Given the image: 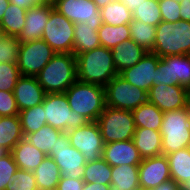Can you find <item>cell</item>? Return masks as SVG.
<instances>
[{"instance_id":"obj_52","label":"cell","mask_w":190,"mask_h":190,"mask_svg":"<svg viewBox=\"0 0 190 190\" xmlns=\"http://www.w3.org/2000/svg\"><path fill=\"white\" fill-rule=\"evenodd\" d=\"M179 190H190V179L178 184Z\"/></svg>"},{"instance_id":"obj_8","label":"cell","mask_w":190,"mask_h":190,"mask_svg":"<svg viewBox=\"0 0 190 190\" xmlns=\"http://www.w3.org/2000/svg\"><path fill=\"white\" fill-rule=\"evenodd\" d=\"M104 88L106 105L109 107L133 111L148 101L147 91L130 84L119 74Z\"/></svg>"},{"instance_id":"obj_48","label":"cell","mask_w":190,"mask_h":190,"mask_svg":"<svg viewBox=\"0 0 190 190\" xmlns=\"http://www.w3.org/2000/svg\"><path fill=\"white\" fill-rule=\"evenodd\" d=\"M152 190H179V189H178V184L174 180L170 179Z\"/></svg>"},{"instance_id":"obj_19","label":"cell","mask_w":190,"mask_h":190,"mask_svg":"<svg viewBox=\"0 0 190 190\" xmlns=\"http://www.w3.org/2000/svg\"><path fill=\"white\" fill-rule=\"evenodd\" d=\"M102 158L112 167L123 164L139 165L142 161L132 139L104 144Z\"/></svg>"},{"instance_id":"obj_55","label":"cell","mask_w":190,"mask_h":190,"mask_svg":"<svg viewBox=\"0 0 190 190\" xmlns=\"http://www.w3.org/2000/svg\"><path fill=\"white\" fill-rule=\"evenodd\" d=\"M188 108L190 110V90H189V102H188Z\"/></svg>"},{"instance_id":"obj_50","label":"cell","mask_w":190,"mask_h":190,"mask_svg":"<svg viewBox=\"0 0 190 190\" xmlns=\"http://www.w3.org/2000/svg\"><path fill=\"white\" fill-rule=\"evenodd\" d=\"M9 4H10L9 0H0V21L2 20L3 15Z\"/></svg>"},{"instance_id":"obj_21","label":"cell","mask_w":190,"mask_h":190,"mask_svg":"<svg viewBox=\"0 0 190 190\" xmlns=\"http://www.w3.org/2000/svg\"><path fill=\"white\" fill-rule=\"evenodd\" d=\"M111 52L118 74L136 65L148 53L132 39L116 45Z\"/></svg>"},{"instance_id":"obj_30","label":"cell","mask_w":190,"mask_h":190,"mask_svg":"<svg viewBox=\"0 0 190 190\" xmlns=\"http://www.w3.org/2000/svg\"><path fill=\"white\" fill-rule=\"evenodd\" d=\"M26 11L10 3L0 21L2 34L18 37L26 22Z\"/></svg>"},{"instance_id":"obj_6","label":"cell","mask_w":190,"mask_h":190,"mask_svg":"<svg viewBox=\"0 0 190 190\" xmlns=\"http://www.w3.org/2000/svg\"><path fill=\"white\" fill-rule=\"evenodd\" d=\"M48 125L62 132H68L89 121L84 115L71 110L65 93L45 94L42 102Z\"/></svg>"},{"instance_id":"obj_2","label":"cell","mask_w":190,"mask_h":190,"mask_svg":"<svg viewBox=\"0 0 190 190\" xmlns=\"http://www.w3.org/2000/svg\"><path fill=\"white\" fill-rule=\"evenodd\" d=\"M45 93H64L77 80L74 54L56 53L36 76Z\"/></svg>"},{"instance_id":"obj_43","label":"cell","mask_w":190,"mask_h":190,"mask_svg":"<svg viewBox=\"0 0 190 190\" xmlns=\"http://www.w3.org/2000/svg\"><path fill=\"white\" fill-rule=\"evenodd\" d=\"M14 93L10 91H0V116H15L19 115Z\"/></svg>"},{"instance_id":"obj_16","label":"cell","mask_w":190,"mask_h":190,"mask_svg":"<svg viewBox=\"0 0 190 190\" xmlns=\"http://www.w3.org/2000/svg\"><path fill=\"white\" fill-rule=\"evenodd\" d=\"M170 179L169 162L164 154L142 159L139 164V183L145 190H152Z\"/></svg>"},{"instance_id":"obj_40","label":"cell","mask_w":190,"mask_h":190,"mask_svg":"<svg viewBox=\"0 0 190 190\" xmlns=\"http://www.w3.org/2000/svg\"><path fill=\"white\" fill-rule=\"evenodd\" d=\"M5 190H38L34 172L18 169Z\"/></svg>"},{"instance_id":"obj_54","label":"cell","mask_w":190,"mask_h":190,"mask_svg":"<svg viewBox=\"0 0 190 190\" xmlns=\"http://www.w3.org/2000/svg\"><path fill=\"white\" fill-rule=\"evenodd\" d=\"M58 0H40L41 3L55 4Z\"/></svg>"},{"instance_id":"obj_46","label":"cell","mask_w":190,"mask_h":190,"mask_svg":"<svg viewBox=\"0 0 190 190\" xmlns=\"http://www.w3.org/2000/svg\"><path fill=\"white\" fill-rule=\"evenodd\" d=\"M10 3L15 4L20 8L29 9L31 7L41 4L40 0H9Z\"/></svg>"},{"instance_id":"obj_39","label":"cell","mask_w":190,"mask_h":190,"mask_svg":"<svg viewBox=\"0 0 190 190\" xmlns=\"http://www.w3.org/2000/svg\"><path fill=\"white\" fill-rule=\"evenodd\" d=\"M20 76L17 64L0 62V91L13 92Z\"/></svg>"},{"instance_id":"obj_29","label":"cell","mask_w":190,"mask_h":190,"mask_svg":"<svg viewBox=\"0 0 190 190\" xmlns=\"http://www.w3.org/2000/svg\"><path fill=\"white\" fill-rule=\"evenodd\" d=\"M171 179L177 184L190 179V147L166 155Z\"/></svg>"},{"instance_id":"obj_15","label":"cell","mask_w":190,"mask_h":190,"mask_svg":"<svg viewBox=\"0 0 190 190\" xmlns=\"http://www.w3.org/2000/svg\"><path fill=\"white\" fill-rule=\"evenodd\" d=\"M147 95L148 101L162 112L188 107L189 90L180 85L156 84Z\"/></svg>"},{"instance_id":"obj_41","label":"cell","mask_w":190,"mask_h":190,"mask_svg":"<svg viewBox=\"0 0 190 190\" xmlns=\"http://www.w3.org/2000/svg\"><path fill=\"white\" fill-rule=\"evenodd\" d=\"M17 170L18 166L11 152L0 158V190H5Z\"/></svg>"},{"instance_id":"obj_36","label":"cell","mask_w":190,"mask_h":190,"mask_svg":"<svg viewBox=\"0 0 190 190\" xmlns=\"http://www.w3.org/2000/svg\"><path fill=\"white\" fill-rule=\"evenodd\" d=\"M19 118L24 136L38 131L47 124L43 104L20 111Z\"/></svg>"},{"instance_id":"obj_10","label":"cell","mask_w":190,"mask_h":190,"mask_svg":"<svg viewBox=\"0 0 190 190\" xmlns=\"http://www.w3.org/2000/svg\"><path fill=\"white\" fill-rule=\"evenodd\" d=\"M48 156L58 165L61 176L82 179L87 161L79 150L70 145L67 132L60 134Z\"/></svg>"},{"instance_id":"obj_47","label":"cell","mask_w":190,"mask_h":190,"mask_svg":"<svg viewBox=\"0 0 190 190\" xmlns=\"http://www.w3.org/2000/svg\"><path fill=\"white\" fill-rule=\"evenodd\" d=\"M83 190H112L110 185L99 183H84Z\"/></svg>"},{"instance_id":"obj_51","label":"cell","mask_w":190,"mask_h":190,"mask_svg":"<svg viewBox=\"0 0 190 190\" xmlns=\"http://www.w3.org/2000/svg\"><path fill=\"white\" fill-rule=\"evenodd\" d=\"M99 9L105 7L107 4L111 3L113 0H92Z\"/></svg>"},{"instance_id":"obj_42","label":"cell","mask_w":190,"mask_h":190,"mask_svg":"<svg viewBox=\"0 0 190 190\" xmlns=\"http://www.w3.org/2000/svg\"><path fill=\"white\" fill-rule=\"evenodd\" d=\"M162 21L177 22L181 20L179 0H158Z\"/></svg>"},{"instance_id":"obj_11","label":"cell","mask_w":190,"mask_h":190,"mask_svg":"<svg viewBox=\"0 0 190 190\" xmlns=\"http://www.w3.org/2000/svg\"><path fill=\"white\" fill-rule=\"evenodd\" d=\"M55 54L43 39L20 43L17 60L20 74L36 77Z\"/></svg>"},{"instance_id":"obj_34","label":"cell","mask_w":190,"mask_h":190,"mask_svg":"<svg viewBox=\"0 0 190 190\" xmlns=\"http://www.w3.org/2000/svg\"><path fill=\"white\" fill-rule=\"evenodd\" d=\"M131 39L147 52H152L155 46L156 26L133 19L129 24Z\"/></svg>"},{"instance_id":"obj_32","label":"cell","mask_w":190,"mask_h":190,"mask_svg":"<svg viewBox=\"0 0 190 190\" xmlns=\"http://www.w3.org/2000/svg\"><path fill=\"white\" fill-rule=\"evenodd\" d=\"M100 12L102 23L113 26L128 25L133 20L132 12L120 0H113Z\"/></svg>"},{"instance_id":"obj_31","label":"cell","mask_w":190,"mask_h":190,"mask_svg":"<svg viewBox=\"0 0 190 190\" xmlns=\"http://www.w3.org/2000/svg\"><path fill=\"white\" fill-rule=\"evenodd\" d=\"M98 36L100 45L108 49H112L116 45L131 39L129 25L124 24L113 26L102 23L98 29Z\"/></svg>"},{"instance_id":"obj_12","label":"cell","mask_w":190,"mask_h":190,"mask_svg":"<svg viewBox=\"0 0 190 190\" xmlns=\"http://www.w3.org/2000/svg\"><path fill=\"white\" fill-rule=\"evenodd\" d=\"M67 133L70 145L79 150L87 162L102 158L104 142L97 122H88Z\"/></svg>"},{"instance_id":"obj_44","label":"cell","mask_w":190,"mask_h":190,"mask_svg":"<svg viewBox=\"0 0 190 190\" xmlns=\"http://www.w3.org/2000/svg\"><path fill=\"white\" fill-rule=\"evenodd\" d=\"M84 183L83 179L61 176L56 190H83Z\"/></svg>"},{"instance_id":"obj_18","label":"cell","mask_w":190,"mask_h":190,"mask_svg":"<svg viewBox=\"0 0 190 190\" xmlns=\"http://www.w3.org/2000/svg\"><path fill=\"white\" fill-rule=\"evenodd\" d=\"M51 13V4L41 3L26 11L25 25L17 37L20 43L41 39Z\"/></svg>"},{"instance_id":"obj_24","label":"cell","mask_w":190,"mask_h":190,"mask_svg":"<svg viewBox=\"0 0 190 190\" xmlns=\"http://www.w3.org/2000/svg\"><path fill=\"white\" fill-rule=\"evenodd\" d=\"M100 46L98 29H95V25L85 22L74 24L73 54L75 56Z\"/></svg>"},{"instance_id":"obj_35","label":"cell","mask_w":190,"mask_h":190,"mask_svg":"<svg viewBox=\"0 0 190 190\" xmlns=\"http://www.w3.org/2000/svg\"><path fill=\"white\" fill-rule=\"evenodd\" d=\"M112 166L103 158L93 162H87L83 174V181L87 183H99L111 185Z\"/></svg>"},{"instance_id":"obj_23","label":"cell","mask_w":190,"mask_h":190,"mask_svg":"<svg viewBox=\"0 0 190 190\" xmlns=\"http://www.w3.org/2000/svg\"><path fill=\"white\" fill-rule=\"evenodd\" d=\"M18 169L34 172L46 155L24 137L11 150Z\"/></svg>"},{"instance_id":"obj_38","label":"cell","mask_w":190,"mask_h":190,"mask_svg":"<svg viewBox=\"0 0 190 190\" xmlns=\"http://www.w3.org/2000/svg\"><path fill=\"white\" fill-rule=\"evenodd\" d=\"M20 41L16 36H0V62L17 64Z\"/></svg>"},{"instance_id":"obj_37","label":"cell","mask_w":190,"mask_h":190,"mask_svg":"<svg viewBox=\"0 0 190 190\" xmlns=\"http://www.w3.org/2000/svg\"><path fill=\"white\" fill-rule=\"evenodd\" d=\"M132 15L133 19L152 26H157L162 21L158 0L142 1Z\"/></svg>"},{"instance_id":"obj_13","label":"cell","mask_w":190,"mask_h":190,"mask_svg":"<svg viewBox=\"0 0 190 190\" xmlns=\"http://www.w3.org/2000/svg\"><path fill=\"white\" fill-rule=\"evenodd\" d=\"M180 85L190 90V55L165 56L156 68V84Z\"/></svg>"},{"instance_id":"obj_45","label":"cell","mask_w":190,"mask_h":190,"mask_svg":"<svg viewBox=\"0 0 190 190\" xmlns=\"http://www.w3.org/2000/svg\"><path fill=\"white\" fill-rule=\"evenodd\" d=\"M181 20L190 22V0H179Z\"/></svg>"},{"instance_id":"obj_4","label":"cell","mask_w":190,"mask_h":190,"mask_svg":"<svg viewBox=\"0 0 190 190\" xmlns=\"http://www.w3.org/2000/svg\"><path fill=\"white\" fill-rule=\"evenodd\" d=\"M152 53L165 56L190 55V22L175 23L161 21L156 26L155 46Z\"/></svg>"},{"instance_id":"obj_17","label":"cell","mask_w":190,"mask_h":190,"mask_svg":"<svg viewBox=\"0 0 190 190\" xmlns=\"http://www.w3.org/2000/svg\"><path fill=\"white\" fill-rule=\"evenodd\" d=\"M160 57L148 52L136 65L123 70L119 75L130 84L149 91L156 80V68Z\"/></svg>"},{"instance_id":"obj_25","label":"cell","mask_w":190,"mask_h":190,"mask_svg":"<svg viewBox=\"0 0 190 190\" xmlns=\"http://www.w3.org/2000/svg\"><path fill=\"white\" fill-rule=\"evenodd\" d=\"M112 190H135L140 187L139 165H119L112 167Z\"/></svg>"},{"instance_id":"obj_9","label":"cell","mask_w":190,"mask_h":190,"mask_svg":"<svg viewBox=\"0 0 190 190\" xmlns=\"http://www.w3.org/2000/svg\"><path fill=\"white\" fill-rule=\"evenodd\" d=\"M55 53L73 54L74 23L51 4V13L41 37Z\"/></svg>"},{"instance_id":"obj_1","label":"cell","mask_w":190,"mask_h":190,"mask_svg":"<svg viewBox=\"0 0 190 190\" xmlns=\"http://www.w3.org/2000/svg\"><path fill=\"white\" fill-rule=\"evenodd\" d=\"M77 80L105 87L118 72L111 49L100 46L76 55Z\"/></svg>"},{"instance_id":"obj_14","label":"cell","mask_w":190,"mask_h":190,"mask_svg":"<svg viewBox=\"0 0 190 190\" xmlns=\"http://www.w3.org/2000/svg\"><path fill=\"white\" fill-rule=\"evenodd\" d=\"M54 8L74 24L85 22L95 29L102 25L100 9L92 0H58Z\"/></svg>"},{"instance_id":"obj_3","label":"cell","mask_w":190,"mask_h":190,"mask_svg":"<svg viewBox=\"0 0 190 190\" xmlns=\"http://www.w3.org/2000/svg\"><path fill=\"white\" fill-rule=\"evenodd\" d=\"M71 110L96 122L106 107L105 88L76 80L65 92Z\"/></svg>"},{"instance_id":"obj_20","label":"cell","mask_w":190,"mask_h":190,"mask_svg":"<svg viewBox=\"0 0 190 190\" xmlns=\"http://www.w3.org/2000/svg\"><path fill=\"white\" fill-rule=\"evenodd\" d=\"M13 93L19 111L42 104L46 94L37 77L24 75L19 77Z\"/></svg>"},{"instance_id":"obj_5","label":"cell","mask_w":190,"mask_h":190,"mask_svg":"<svg viewBox=\"0 0 190 190\" xmlns=\"http://www.w3.org/2000/svg\"><path fill=\"white\" fill-rule=\"evenodd\" d=\"M189 121L188 107L164 112L160 129L162 154L190 147Z\"/></svg>"},{"instance_id":"obj_22","label":"cell","mask_w":190,"mask_h":190,"mask_svg":"<svg viewBox=\"0 0 190 190\" xmlns=\"http://www.w3.org/2000/svg\"><path fill=\"white\" fill-rule=\"evenodd\" d=\"M132 140L142 159L162 154V136L160 131L136 127Z\"/></svg>"},{"instance_id":"obj_26","label":"cell","mask_w":190,"mask_h":190,"mask_svg":"<svg viewBox=\"0 0 190 190\" xmlns=\"http://www.w3.org/2000/svg\"><path fill=\"white\" fill-rule=\"evenodd\" d=\"M38 190H56L61 178V172L55 161L46 156L34 170Z\"/></svg>"},{"instance_id":"obj_27","label":"cell","mask_w":190,"mask_h":190,"mask_svg":"<svg viewBox=\"0 0 190 190\" xmlns=\"http://www.w3.org/2000/svg\"><path fill=\"white\" fill-rule=\"evenodd\" d=\"M23 137L19 115L0 118V146L11 152Z\"/></svg>"},{"instance_id":"obj_49","label":"cell","mask_w":190,"mask_h":190,"mask_svg":"<svg viewBox=\"0 0 190 190\" xmlns=\"http://www.w3.org/2000/svg\"><path fill=\"white\" fill-rule=\"evenodd\" d=\"M129 10L130 12H134L138 5L145 0H120Z\"/></svg>"},{"instance_id":"obj_33","label":"cell","mask_w":190,"mask_h":190,"mask_svg":"<svg viewBox=\"0 0 190 190\" xmlns=\"http://www.w3.org/2000/svg\"><path fill=\"white\" fill-rule=\"evenodd\" d=\"M61 133L62 131L54 129L50 125L46 124L38 131L26 134L24 138L48 156L51 149L56 145V141Z\"/></svg>"},{"instance_id":"obj_28","label":"cell","mask_w":190,"mask_h":190,"mask_svg":"<svg viewBox=\"0 0 190 190\" xmlns=\"http://www.w3.org/2000/svg\"><path fill=\"white\" fill-rule=\"evenodd\" d=\"M135 127L160 131L163 114L156 105L147 101L132 111Z\"/></svg>"},{"instance_id":"obj_56","label":"cell","mask_w":190,"mask_h":190,"mask_svg":"<svg viewBox=\"0 0 190 190\" xmlns=\"http://www.w3.org/2000/svg\"><path fill=\"white\" fill-rule=\"evenodd\" d=\"M135 190H145V189H144V188L139 187V188H137V189H135Z\"/></svg>"},{"instance_id":"obj_7","label":"cell","mask_w":190,"mask_h":190,"mask_svg":"<svg viewBox=\"0 0 190 190\" xmlns=\"http://www.w3.org/2000/svg\"><path fill=\"white\" fill-rule=\"evenodd\" d=\"M96 122L99 125L104 144L131 140L135 133L136 127L132 111L106 105Z\"/></svg>"},{"instance_id":"obj_53","label":"cell","mask_w":190,"mask_h":190,"mask_svg":"<svg viewBox=\"0 0 190 190\" xmlns=\"http://www.w3.org/2000/svg\"><path fill=\"white\" fill-rule=\"evenodd\" d=\"M8 153H9V151L7 149L0 146V158H2L3 156H5Z\"/></svg>"}]
</instances>
